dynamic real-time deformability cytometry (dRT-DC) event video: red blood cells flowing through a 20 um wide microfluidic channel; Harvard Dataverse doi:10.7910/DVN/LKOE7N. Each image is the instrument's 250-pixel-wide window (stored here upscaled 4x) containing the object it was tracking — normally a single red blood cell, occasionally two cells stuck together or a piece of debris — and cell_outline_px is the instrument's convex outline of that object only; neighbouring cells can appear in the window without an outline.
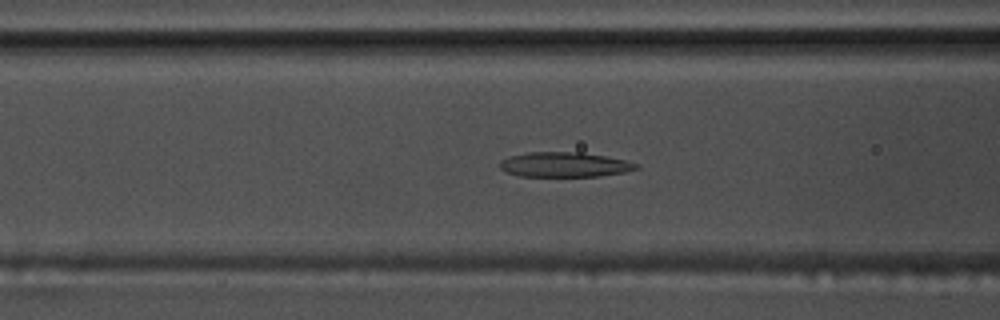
{"species": "common noctule bat (a hibernating species)", "species_latin": "Nyctalus noctula", "temperature_condition": "warm", "stored_images_in_passage": 57, "camera_frame_rate_fps": 3000, "um_per_image_px": 0.085, "animal": {"sex": "male", "body_mass_g": 17.5, "forearm_length_mm": 52.3}, "frame": {"image": 1, "passage_image": 23, "time_ms": 7.333, "image_size_px": [1000, 320], "cell_outline_px": [[640, 168], [624, 172], [600, 176], [520, 176], [504, 172], [500, 168], [500, 160], [508, 156], [528, 152], [580, 152], [604, 156], [624, 160], [640, 164]], "centroid_in_image_um": [47.96, 13.99], "position_along_channel_um": 118.6, "area_um2": 19.83}}
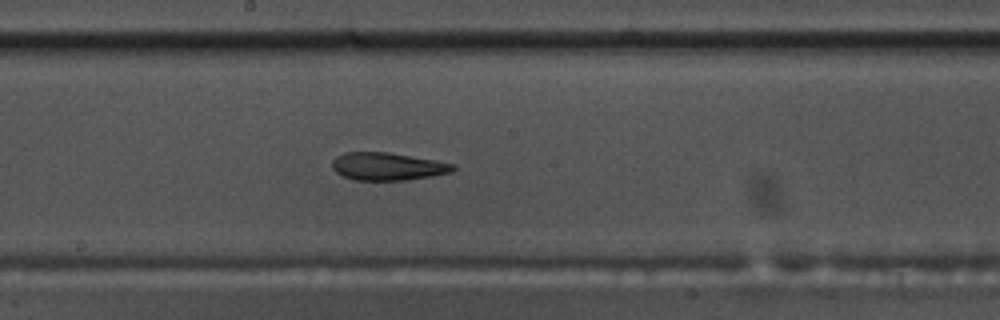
{"frame": {"image": 2, "passage_image": 31, "time_ms": 10.0, "image_size_px": [1000, 320], "cell_outline_px": [[456, 168], [452, 172], [432, 176], [408, 180], [352, 180], [336, 172], [332, 168], [332, 160], [336, 156], [344, 152], [388, 152], [436, 160], [456, 164]], "centroid_in_image_um": [32.96, 14.14], "position_along_channel_um": 215.2, "area_um2": 19.71}}
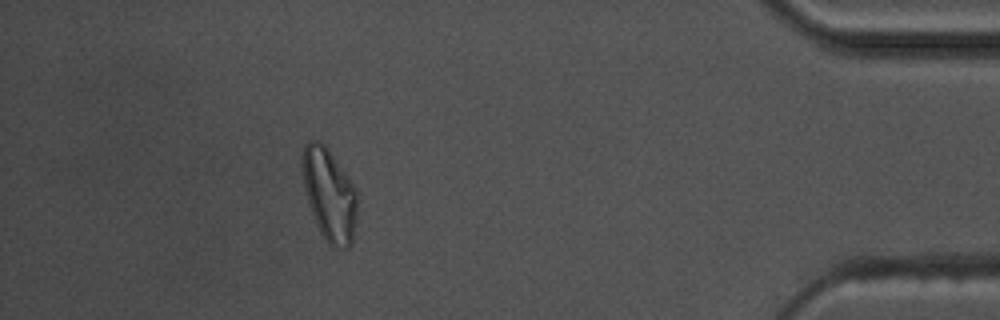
{"frame": {"image": 3, "passage_image": 51, "time_ms": 16.667, "image_size_px": [1000, 320], "cell_outline_px": [[356, 220], [352, 244], [348, 248], [332, 248], [328, 244], [320, 232], [316, 224], [308, 204], [304, 188], [300, 164], [300, 156], [304, 144], [308, 140], [316, 140], [324, 144], [328, 148], [356, 188]], "centroid_in_image_um": [27.96, 16.53], "position_along_channel_um": 407.2, "area_um2": 30.11}, "authors_computed_cell_mechanics": {"area_um2": 22.0218, "velocity_mm_per_s": 3.6433, "shape_relaxation_time_tau1_ms": 10.8562, "shape_relaxation_time_tau2_ms": 2.7467, "deformation_change_tau1": 0.2596, "deformation_change_tau2": 0.0996}}